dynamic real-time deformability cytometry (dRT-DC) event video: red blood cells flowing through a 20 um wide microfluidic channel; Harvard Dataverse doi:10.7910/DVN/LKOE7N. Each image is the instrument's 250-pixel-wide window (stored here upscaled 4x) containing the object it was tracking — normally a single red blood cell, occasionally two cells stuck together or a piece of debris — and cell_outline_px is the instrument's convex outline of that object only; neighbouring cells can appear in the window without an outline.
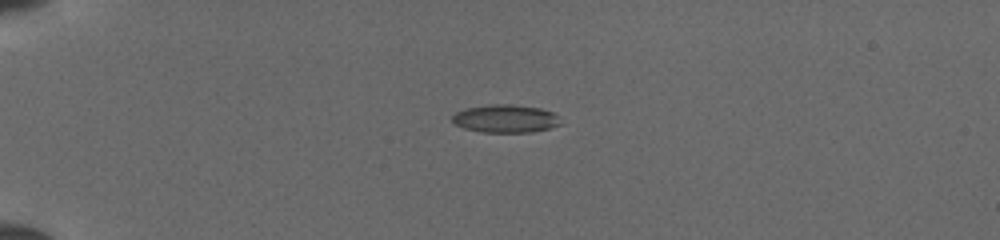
{"species": "common noctule bat (a hibernating species)", "species_latin": "Nyctalus noctula", "temperature_condition": "cold", "stored_images_in_passage": 38, "camera_frame_rate_fps": 3000, "um_per_image_px": 0.085, "animal": {"sex": "female", "body_mass_g": 19.5, "forearm_length_mm": 54.1}, "frame": {"image": 1, "passage_image": 1, "time_ms": 0.0, "image_size_px": [1000, 240], "cell_outline_px": [[560, 124], [548, 128], [532, 132], [484, 132], [464, 128], [456, 124], [452, 120], [452, 116], [456, 112], [468, 108], [496, 104], [512, 104], [540, 108], [552, 112], [556, 116]], "centroid_in_image_um": [42.95, 10.08], "position_along_channel_um": 42.0, "area_um2": 17.28}}
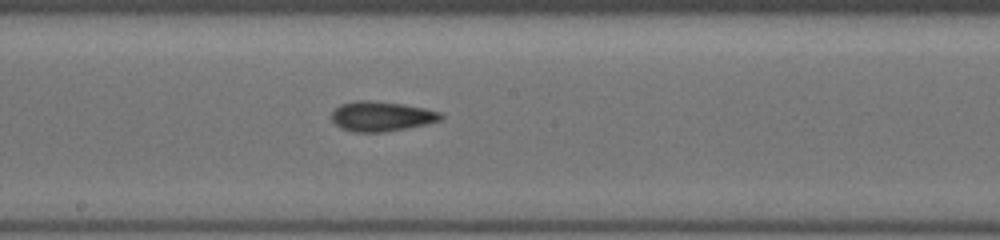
{"frame": {"image": 2, "passage_image": 17, "time_ms": 5.333, "image_size_px": [1000, 240], "cell_outline_px": [[444, 116], [440, 120], [428, 124], [384, 132], [352, 132], [340, 128], [332, 120], [332, 112], [340, 104], [356, 100], [368, 100], [404, 104], [444, 112]], "centroid_in_image_um": [32.44, 9.88], "position_along_channel_um": 215.8, "area_um2": 19.19}}
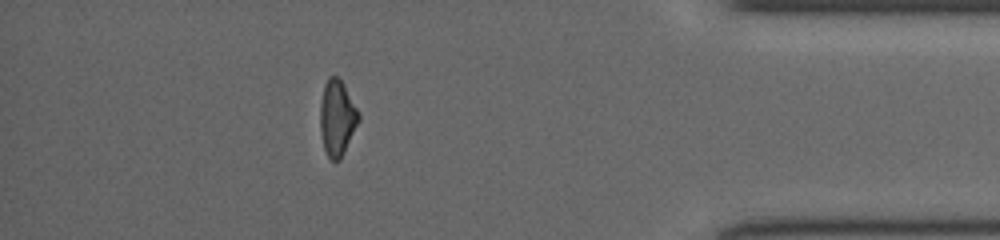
{"frame": {"image": 3, "passage_image": 33, "time_ms": 10.667, "image_size_px": [1000, 240], "cell_outline_px": [[360, 120], [340, 160], [336, 164], [328, 156], [324, 148], [320, 132], [320, 104], [324, 84], [328, 76], [336, 76], [344, 84], [360, 116]], "centroid_in_image_um": [28.64, 10.04], "position_along_channel_um": 406.6, "area_um2": 16.99}}